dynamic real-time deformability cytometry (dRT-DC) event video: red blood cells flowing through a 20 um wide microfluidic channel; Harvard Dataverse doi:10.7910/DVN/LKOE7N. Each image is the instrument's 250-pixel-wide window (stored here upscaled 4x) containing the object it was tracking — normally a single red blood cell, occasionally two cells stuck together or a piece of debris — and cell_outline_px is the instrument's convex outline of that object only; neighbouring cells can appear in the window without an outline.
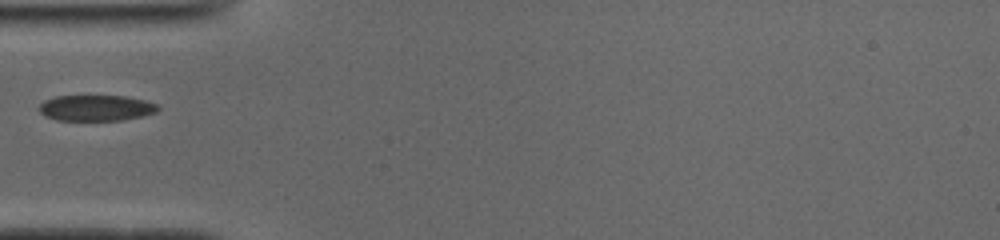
{"species": "common noctule bat (a hibernating species)", "species_latin": "Nyctalus noctula", "temperature_condition": "cold", "stored_images_in_passage": 36, "camera_frame_rate_fps": 3000, "um_per_image_px": 0.085, "animal": {"sex": "male", "body_mass_g": 19.0, "forearm_length_mm": 50.8}, "frame": {"image": 1, "passage_image": 1, "time_ms": 0.0, "image_size_px": [1000, 240], "cell_outline_px": [[160, 108], [156, 112], [140, 116], [120, 120], [56, 120], [44, 116], [40, 112], [40, 104], [44, 100], [56, 96], [124, 96], [144, 100], [160, 104]], "centroid_in_image_um": [8.17, 9.17], "position_along_channel_um": 76.8, "area_um2": 17.86}}
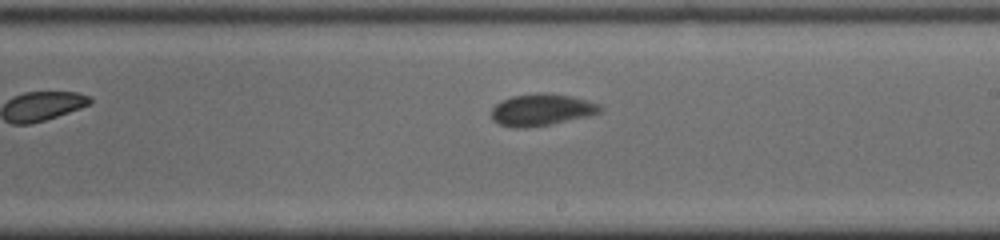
{"frame": {"image": 2, "passage_image": 14, "time_ms": 4.333, "image_size_px": [1000, 240], "cell_outline_px": [[604, 108], [600, 112], [588, 116], [552, 124], [524, 128], [512, 128], [500, 124], [492, 120], [492, 108], [496, 104], [512, 96], [540, 92], [572, 96], [588, 100], [600, 104]], "centroid_in_image_um": [46.06, 9.33], "position_along_channel_um": 242.9, "area_um2": 20.23}}
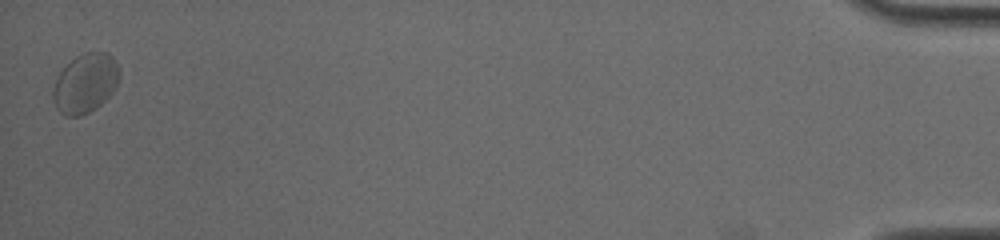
{"frame": {"image": 3, "passage_image": 36, "time_ms": 11.667, "image_size_px": [1000, 240], "cell_outline_px": [[120, 80], [116, 88], [96, 108], [80, 116], [64, 116], [56, 108], [52, 100], [52, 92], [56, 80], [60, 72], [76, 56], [84, 52], [108, 52], [112, 56], [120, 72]], "centroid_in_image_um": [7.26, 7.08], "position_along_channel_um": 427.9, "area_um2": 22.95}}